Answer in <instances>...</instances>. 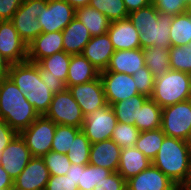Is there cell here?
Here are the masks:
<instances>
[{"instance_id": "cell-1", "label": "cell", "mask_w": 191, "mask_h": 190, "mask_svg": "<svg viewBox=\"0 0 191 190\" xmlns=\"http://www.w3.org/2000/svg\"><path fill=\"white\" fill-rule=\"evenodd\" d=\"M128 18L140 33V46L145 49L151 46L170 49V26L173 15L159 13L153 3L144 8L132 11Z\"/></svg>"}, {"instance_id": "cell-2", "label": "cell", "mask_w": 191, "mask_h": 190, "mask_svg": "<svg viewBox=\"0 0 191 190\" xmlns=\"http://www.w3.org/2000/svg\"><path fill=\"white\" fill-rule=\"evenodd\" d=\"M152 164L176 184L188 182L191 174V142L165 136Z\"/></svg>"}, {"instance_id": "cell-3", "label": "cell", "mask_w": 191, "mask_h": 190, "mask_svg": "<svg viewBox=\"0 0 191 190\" xmlns=\"http://www.w3.org/2000/svg\"><path fill=\"white\" fill-rule=\"evenodd\" d=\"M39 116L9 77L0 78V118L20 133Z\"/></svg>"}, {"instance_id": "cell-4", "label": "cell", "mask_w": 191, "mask_h": 190, "mask_svg": "<svg viewBox=\"0 0 191 190\" xmlns=\"http://www.w3.org/2000/svg\"><path fill=\"white\" fill-rule=\"evenodd\" d=\"M150 98L161 108L191 99V74L169 70L155 77Z\"/></svg>"}, {"instance_id": "cell-5", "label": "cell", "mask_w": 191, "mask_h": 190, "mask_svg": "<svg viewBox=\"0 0 191 190\" xmlns=\"http://www.w3.org/2000/svg\"><path fill=\"white\" fill-rule=\"evenodd\" d=\"M46 6L47 0H22L19 9L11 19L20 38L27 45L42 33L38 16Z\"/></svg>"}, {"instance_id": "cell-6", "label": "cell", "mask_w": 191, "mask_h": 190, "mask_svg": "<svg viewBox=\"0 0 191 190\" xmlns=\"http://www.w3.org/2000/svg\"><path fill=\"white\" fill-rule=\"evenodd\" d=\"M161 129L166 136L191 142V99L162 108Z\"/></svg>"}, {"instance_id": "cell-7", "label": "cell", "mask_w": 191, "mask_h": 190, "mask_svg": "<svg viewBox=\"0 0 191 190\" xmlns=\"http://www.w3.org/2000/svg\"><path fill=\"white\" fill-rule=\"evenodd\" d=\"M56 124L82 128L84 115L71 92L64 91L54 94L48 111L44 115Z\"/></svg>"}, {"instance_id": "cell-8", "label": "cell", "mask_w": 191, "mask_h": 190, "mask_svg": "<svg viewBox=\"0 0 191 190\" xmlns=\"http://www.w3.org/2000/svg\"><path fill=\"white\" fill-rule=\"evenodd\" d=\"M56 126L55 122L41 115L19 133L33 157H43L51 151Z\"/></svg>"}, {"instance_id": "cell-9", "label": "cell", "mask_w": 191, "mask_h": 190, "mask_svg": "<svg viewBox=\"0 0 191 190\" xmlns=\"http://www.w3.org/2000/svg\"><path fill=\"white\" fill-rule=\"evenodd\" d=\"M117 118L111 107L106 105L102 109H95L84 117L81 130L91 144L111 139Z\"/></svg>"}, {"instance_id": "cell-10", "label": "cell", "mask_w": 191, "mask_h": 190, "mask_svg": "<svg viewBox=\"0 0 191 190\" xmlns=\"http://www.w3.org/2000/svg\"><path fill=\"white\" fill-rule=\"evenodd\" d=\"M75 18V9L66 0H47V6L38 16L42 33L62 32Z\"/></svg>"}, {"instance_id": "cell-11", "label": "cell", "mask_w": 191, "mask_h": 190, "mask_svg": "<svg viewBox=\"0 0 191 190\" xmlns=\"http://www.w3.org/2000/svg\"><path fill=\"white\" fill-rule=\"evenodd\" d=\"M99 76L108 105L139 94L132 75L116 72H100Z\"/></svg>"}, {"instance_id": "cell-12", "label": "cell", "mask_w": 191, "mask_h": 190, "mask_svg": "<svg viewBox=\"0 0 191 190\" xmlns=\"http://www.w3.org/2000/svg\"><path fill=\"white\" fill-rule=\"evenodd\" d=\"M68 90L78 103L84 116L107 104L100 76L92 81L70 86Z\"/></svg>"}, {"instance_id": "cell-13", "label": "cell", "mask_w": 191, "mask_h": 190, "mask_svg": "<svg viewBox=\"0 0 191 190\" xmlns=\"http://www.w3.org/2000/svg\"><path fill=\"white\" fill-rule=\"evenodd\" d=\"M32 157L25 140L18 133L2 151L0 165L14 181Z\"/></svg>"}, {"instance_id": "cell-14", "label": "cell", "mask_w": 191, "mask_h": 190, "mask_svg": "<svg viewBox=\"0 0 191 190\" xmlns=\"http://www.w3.org/2000/svg\"><path fill=\"white\" fill-rule=\"evenodd\" d=\"M0 53L11 64L27 61V44L11 21H0Z\"/></svg>"}, {"instance_id": "cell-15", "label": "cell", "mask_w": 191, "mask_h": 190, "mask_svg": "<svg viewBox=\"0 0 191 190\" xmlns=\"http://www.w3.org/2000/svg\"><path fill=\"white\" fill-rule=\"evenodd\" d=\"M50 172L42 157H32L24 170L14 180L13 190H44Z\"/></svg>"}, {"instance_id": "cell-16", "label": "cell", "mask_w": 191, "mask_h": 190, "mask_svg": "<svg viewBox=\"0 0 191 190\" xmlns=\"http://www.w3.org/2000/svg\"><path fill=\"white\" fill-rule=\"evenodd\" d=\"M175 185V182L153 164L126 181L127 190H171Z\"/></svg>"}, {"instance_id": "cell-17", "label": "cell", "mask_w": 191, "mask_h": 190, "mask_svg": "<svg viewBox=\"0 0 191 190\" xmlns=\"http://www.w3.org/2000/svg\"><path fill=\"white\" fill-rule=\"evenodd\" d=\"M107 33L115 51L141 48L140 33L129 18L110 22Z\"/></svg>"}, {"instance_id": "cell-18", "label": "cell", "mask_w": 191, "mask_h": 190, "mask_svg": "<svg viewBox=\"0 0 191 190\" xmlns=\"http://www.w3.org/2000/svg\"><path fill=\"white\" fill-rule=\"evenodd\" d=\"M115 50L108 33L91 37L82 55L96 68L98 72L105 71Z\"/></svg>"}, {"instance_id": "cell-19", "label": "cell", "mask_w": 191, "mask_h": 190, "mask_svg": "<svg viewBox=\"0 0 191 190\" xmlns=\"http://www.w3.org/2000/svg\"><path fill=\"white\" fill-rule=\"evenodd\" d=\"M64 51L62 32L41 33L27 45V60L38 63L41 59Z\"/></svg>"}, {"instance_id": "cell-20", "label": "cell", "mask_w": 191, "mask_h": 190, "mask_svg": "<svg viewBox=\"0 0 191 190\" xmlns=\"http://www.w3.org/2000/svg\"><path fill=\"white\" fill-rule=\"evenodd\" d=\"M121 150L112 139L91 144L89 164L117 172Z\"/></svg>"}, {"instance_id": "cell-21", "label": "cell", "mask_w": 191, "mask_h": 190, "mask_svg": "<svg viewBox=\"0 0 191 190\" xmlns=\"http://www.w3.org/2000/svg\"><path fill=\"white\" fill-rule=\"evenodd\" d=\"M145 66L143 49L115 51L105 71L133 75Z\"/></svg>"}, {"instance_id": "cell-22", "label": "cell", "mask_w": 191, "mask_h": 190, "mask_svg": "<svg viewBox=\"0 0 191 190\" xmlns=\"http://www.w3.org/2000/svg\"><path fill=\"white\" fill-rule=\"evenodd\" d=\"M64 51L71 55L82 54L91 40L88 29L76 17L62 31Z\"/></svg>"}, {"instance_id": "cell-23", "label": "cell", "mask_w": 191, "mask_h": 190, "mask_svg": "<svg viewBox=\"0 0 191 190\" xmlns=\"http://www.w3.org/2000/svg\"><path fill=\"white\" fill-rule=\"evenodd\" d=\"M152 164L135 146L123 148L120 154V162L117 172L127 181L138 175Z\"/></svg>"}, {"instance_id": "cell-24", "label": "cell", "mask_w": 191, "mask_h": 190, "mask_svg": "<svg viewBox=\"0 0 191 190\" xmlns=\"http://www.w3.org/2000/svg\"><path fill=\"white\" fill-rule=\"evenodd\" d=\"M8 77L21 92H32L36 86V79H41L39 64L30 61L11 64Z\"/></svg>"}, {"instance_id": "cell-25", "label": "cell", "mask_w": 191, "mask_h": 190, "mask_svg": "<svg viewBox=\"0 0 191 190\" xmlns=\"http://www.w3.org/2000/svg\"><path fill=\"white\" fill-rule=\"evenodd\" d=\"M100 72L82 55H71L68 75L67 89L70 86L83 84L99 77Z\"/></svg>"}, {"instance_id": "cell-26", "label": "cell", "mask_w": 191, "mask_h": 190, "mask_svg": "<svg viewBox=\"0 0 191 190\" xmlns=\"http://www.w3.org/2000/svg\"><path fill=\"white\" fill-rule=\"evenodd\" d=\"M71 54L65 51L57 52L41 59L39 64L40 76H53L63 81L67 88V75Z\"/></svg>"}, {"instance_id": "cell-27", "label": "cell", "mask_w": 191, "mask_h": 190, "mask_svg": "<svg viewBox=\"0 0 191 190\" xmlns=\"http://www.w3.org/2000/svg\"><path fill=\"white\" fill-rule=\"evenodd\" d=\"M75 17L84 24L92 37L104 35L109 29L108 18L90 5L75 9Z\"/></svg>"}, {"instance_id": "cell-28", "label": "cell", "mask_w": 191, "mask_h": 190, "mask_svg": "<svg viewBox=\"0 0 191 190\" xmlns=\"http://www.w3.org/2000/svg\"><path fill=\"white\" fill-rule=\"evenodd\" d=\"M149 97L138 94L126 100L114 103L111 105L117 122L135 125V120H138L139 109Z\"/></svg>"}, {"instance_id": "cell-29", "label": "cell", "mask_w": 191, "mask_h": 190, "mask_svg": "<svg viewBox=\"0 0 191 190\" xmlns=\"http://www.w3.org/2000/svg\"><path fill=\"white\" fill-rule=\"evenodd\" d=\"M162 108L151 98H148L139 109L136 128L141 131L156 130L161 128Z\"/></svg>"}, {"instance_id": "cell-30", "label": "cell", "mask_w": 191, "mask_h": 190, "mask_svg": "<svg viewBox=\"0 0 191 190\" xmlns=\"http://www.w3.org/2000/svg\"><path fill=\"white\" fill-rule=\"evenodd\" d=\"M145 66L149 69L154 77L163 75L171 70L169 49L151 46L143 49Z\"/></svg>"}, {"instance_id": "cell-31", "label": "cell", "mask_w": 191, "mask_h": 190, "mask_svg": "<svg viewBox=\"0 0 191 190\" xmlns=\"http://www.w3.org/2000/svg\"><path fill=\"white\" fill-rule=\"evenodd\" d=\"M172 46H185L191 41V14L174 15L170 26Z\"/></svg>"}, {"instance_id": "cell-32", "label": "cell", "mask_w": 191, "mask_h": 190, "mask_svg": "<svg viewBox=\"0 0 191 190\" xmlns=\"http://www.w3.org/2000/svg\"><path fill=\"white\" fill-rule=\"evenodd\" d=\"M111 173V170L93 166V165H80V180L78 181L79 190H94L100 187Z\"/></svg>"}, {"instance_id": "cell-33", "label": "cell", "mask_w": 191, "mask_h": 190, "mask_svg": "<svg viewBox=\"0 0 191 190\" xmlns=\"http://www.w3.org/2000/svg\"><path fill=\"white\" fill-rule=\"evenodd\" d=\"M165 136L161 128L141 131L135 147L152 161L156 157Z\"/></svg>"}, {"instance_id": "cell-34", "label": "cell", "mask_w": 191, "mask_h": 190, "mask_svg": "<svg viewBox=\"0 0 191 190\" xmlns=\"http://www.w3.org/2000/svg\"><path fill=\"white\" fill-rule=\"evenodd\" d=\"M22 94L34 106V109L40 116L45 115L48 111L54 96L51 90L48 89V85L43 83L42 79H36V86L32 92H22Z\"/></svg>"}, {"instance_id": "cell-35", "label": "cell", "mask_w": 191, "mask_h": 190, "mask_svg": "<svg viewBox=\"0 0 191 190\" xmlns=\"http://www.w3.org/2000/svg\"><path fill=\"white\" fill-rule=\"evenodd\" d=\"M89 5L104 14L110 22L128 18L123 0H90Z\"/></svg>"}, {"instance_id": "cell-36", "label": "cell", "mask_w": 191, "mask_h": 190, "mask_svg": "<svg viewBox=\"0 0 191 190\" xmlns=\"http://www.w3.org/2000/svg\"><path fill=\"white\" fill-rule=\"evenodd\" d=\"M90 148V141L88 140L84 132L80 130L74 137L71 148H69V151L67 153L71 164L88 165Z\"/></svg>"}, {"instance_id": "cell-37", "label": "cell", "mask_w": 191, "mask_h": 190, "mask_svg": "<svg viewBox=\"0 0 191 190\" xmlns=\"http://www.w3.org/2000/svg\"><path fill=\"white\" fill-rule=\"evenodd\" d=\"M81 130L74 126L57 124L52 141L51 151L67 154L76 134Z\"/></svg>"}, {"instance_id": "cell-38", "label": "cell", "mask_w": 191, "mask_h": 190, "mask_svg": "<svg viewBox=\"0 0 191 190\" xmlns=\"http://www.w3.org/2000/svg\"><path fill=\"white\" fill-rule=\"evenodd\" d=\"M169 57L171 70L191 74V41L185 46H171Z\"/></svg>"}, {"instance_id": "cell-39", "label": "cell", "mask_w": 191, "mask_h": 190, "mask_svg": "<svg viewBox=\"0 0 191 190\" xmlns=\"http://www.w3.org/2000/svg\"><path fill=\"white\" fill-rule=\"evenodd\" d=\"M140 131L135 125L119 123L117 122L111 139L121 148L133 147L135 146Z\"/></svg>"}, {"instance_id": "cell-40", "label": "cell", "mask_w": 191, "mask_h": 190, "mask_svg": "<svg viewBox=\"0 0 191 190\" xmlns=\"http://www.w3.org/2000/svg\"><path fill=\"white\" fill-rule=\"evenodd\" d=\"M42 158L50 172V176L65 175L71 166L67 154L49 151Z\"/></svg>"}, {"instance_id": "cell-41", "label": "cell", "mask_w": 191, "mask_h": 190, "mask_svg": "<svg viewBox=\"0 0 191 190\" xmlns=\"http://www.w3.org/2000/svg\"><path fill=\"white\" fill-rule=\"evenodd\" d=\"M132 78L135 81L138 93L150 98L153 93L155 77L149 69L146 66L142 67L132 75Z\"/></svg>"}, {"instance_id": "cell-42", "label": "cell", "mask_w": 191, "mask_h": 190, "mask_svg": "<svg viewBox=\"0 0 191 190\" xmlns=\"http://www.w3.org/2000/svg\"><path fill=\"white\" fill-rule=\"evenodd\" d=\"M157 11L163 14L179 15L186 11L185 0H152Z\"/></svg>"}, {"instance_id": "cell-43", "label": "cell", "mask_w": 191, "mask_h": 190, "mask_svg": "<svg viewBox=\"0 0 191 190\" xmlns=\"http://www.w3.org/2000/svg\"><path fill=\"white\" fill-rule=\"evenodd\" d=\"M44 190H79L78 185L65 175L50 176Z\"/></svg>"}, {"instance_id": "cell-44", "label": "cell", "mask_w": 191, "mask_h": 190, "mask_svg": "<svg viewBox=\"0 0 191 190\" xmlns=\"http://www.w3.org/2000/svg\"><path fill=\"white\" fill-rule=\"evenodd\" d=\"M94 190H127L126 180L118 172H113L105 178L100 187H96Z\"/></svg>"}, {"instance_id": "cell-45", "label": "cell", "mask_w": 191, "mask_h": 190, "mask_svg": "<svg viewBox=\"0 0 191 190\" xmlns=\"http://www.w3.org/2000/svg\"><path fill=\"white\" fill-rule=\"evenodd\" d=\"M22 0H0V21H11Z\"/></svg>"}, {"instance_id": "cell-46", "label": "cell", "mask_w": 191, "mask_h": 190, "mask_svg": "<svg viewBox=\"0 0 191 190\" xmlns=\"http://www.w3.org/2000/svg\"><path fill=\"white\" fill-rule=\"evenodd\" d=\"M18 133L0 118V157L2 151Z\"/></svg>"}, {"instance_id": "cell-47", "label": "cell", "mask_w": 191, "mask_h": 190, "mask_svg": "<svg viewBox=\"0 0 191 190\" xmlns=\"http://www.w3.org/2000/svg\"><path fill=\"white\" fill-rule=\"evenodd\" d=\"M43 83L48 85V89L51 90L53 94L60 93L66 89V85L60 79L53 76H41Z\"/></svg>"}, {"instance_id": "cell-48", "label": "cell", "mask_w": 191, "mask_h": 190, "mask_svg": "<svg viewBox=\"0 0 191 190\" xmlns=\"http://www.w3.org/2000/svg\"><path fill=\"white\" fill-rule=\"evenodd\" d=\"M128 13L149 6L152 0H123Z\"/></svg>"}, {"instance_id": "cell-49", "label": "cell", "mask_w": 191, "mask_h": 190, "mask_svg": "<svg viewBox=\"0 0 191 190\" xmlns=\"http://www.w3.org/2000/svg\"><path fill=\"white\" fill-rule=\"evenodd\" d=\"M14 181L0 165V189H13Z\"/></svg>"}, {"instance_id": "cell-50", "label": "cell", "mask_w": 191, "mask_h": 190, "mask_svg": "<svg viewBox=\"0 0 191 190\" xmlns=\"http://www.w3.org/2000/svg\"><path fill=\"white\" fill-rule=\"evenodd\" d=\"M66 176L71 178L74 181V183L78 185V181L80 180V165L71 164L69 170L66 173Z\"/></svg>"}, {"instance_id": "cell-51", "label": "cell", "mask_w": 191, "mask_h": 190, "mask_svg": "<svg viewBox=\"0 0 191 190\" xmlns=\"http://www.w3.org/2000/svg\"><path fill=\"white\" fill-rule=\"evenodd\" d=\"M11 63L7 61L0 53V78L8 77Z\"/></svg>"}, {"instance_id": "cell-52", "label": "cell", "mask_w": 191, "mask_h": 190, "mask_svg": "<svg viewBox=\"0 0 191 190\" xmlns=\"http://www.w3.org/2000/svg\"><path fill=\"white\" fill-rule=\"evenodd\" d=\"M74 9L89 5L90 0H66Z\"/></svg>"}, {"instance_id": "cell-53", "label": "cell", "mask_w": 191, "mask_h": 190, "mask_svg": "<svg viewBox=\"0 0 191 190\" xmlns=\"http://www.w3.org/2000/svg\"><path fill=\"white\" fill-rule=\"evenodd\" d=\"M178 190H191V183L189 182L178 183Z\"/></svg>"}, {"instance_id": "cell-54", "label": "cell", "mask_w": 191, "mask_h": 190, "mask_svg": "<svg viewBox=\"0 0 191 190\" xmlns=\"http://www.w3.org/2000/svg\"><path fill=\"white\" fill-rule=\"evenodd\" d=\"M185 13L191 14V0H186V11Z\"/></svg>"}, {"instance_id": "cell-55", "label": "cell", "mask_w": 191, "mask_h": 190, "mask_svg": "<svg viewBox=\"0 0 191 190\" xmlns=\"http://www.w3.org/2000/svg\"><path fill=\"white\" fill-rule=\"evenodd\" d=\"M171 190H178V183L175 185V187Z\"/></svg>"}, {"instance_id": "cell-56", "label": "cell", "mask_w": 191, "mask_h": 190, "mask_svg": "<svg viewBox=\"0 0 191 190\" xmlns=\"http://www.w3.org/2000/svg\"><path fill=\"white\" fill-rule=\"evenodd\" d=\"M188 182L191 183V174H190V178H189Z\"/></svg>"}]
</instances>
